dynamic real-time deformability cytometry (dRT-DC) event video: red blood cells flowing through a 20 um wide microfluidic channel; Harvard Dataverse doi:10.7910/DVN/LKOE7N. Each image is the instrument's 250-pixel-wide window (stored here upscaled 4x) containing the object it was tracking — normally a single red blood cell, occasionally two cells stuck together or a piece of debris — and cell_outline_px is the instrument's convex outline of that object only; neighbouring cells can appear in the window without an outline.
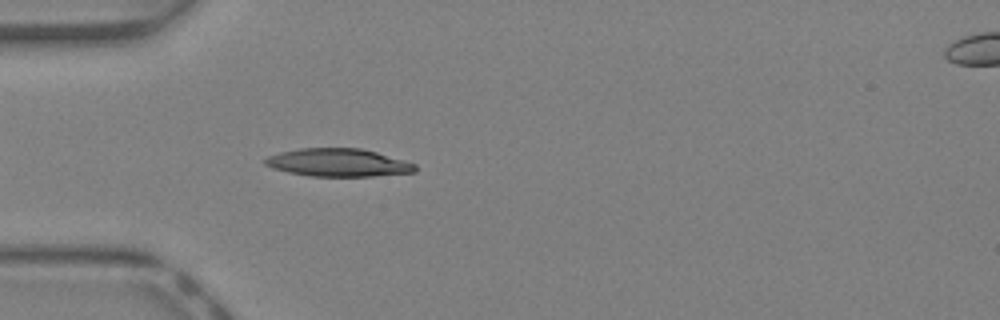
{"species": "Egyptian fruit bat (a non-hibernating species)", "species_latin": "Rousettus aegyptiacus", "temperature_condition": "warm", "stored_images_in_passage": 28, "camera_frame_rate_fps": 3000, "um_per_image_px": 0.085, "animal": {"sex": "female"}, "frame": {"image": 1, "passage_image": 3, "time_ms": 0.667, "image_size_px": [1000, 320], "cell_outline_px": [[416, 172], [372, 176], [312, 176], [288, 172], [272, 168], [264, 164], [264, 160], [268, 156], [280, 152], [300, 148], [360, 148], [376, 152], [404, 160], [416, 164]], "centroid_in_image_um": [28.74, 13.82], "position_along_channel_um": 56.3, "area_um2": 24.33}}
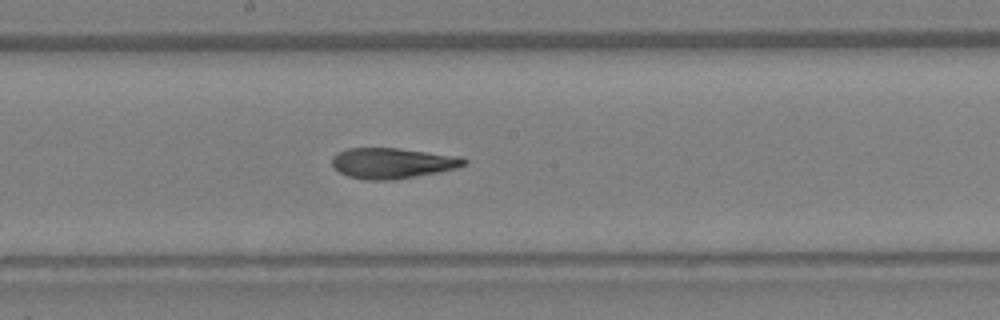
{"frame": {"image": 2, "passage_image": 13, "time_ms": 4.0, "image_size_px": [1000, 320], "cell_outline_px": [[468, 160], [464, 164], [456, 168], [436, 172], [392, 180], [364, 180], [348, 176], [332, 168], [332, 156], [336, 152], [348, 148], [396, 148], [464, 156]], "centroid_in_image_um": [33.32, 13.85], "position_along_channel_um": 214.9, "area_um2": 23.64}}
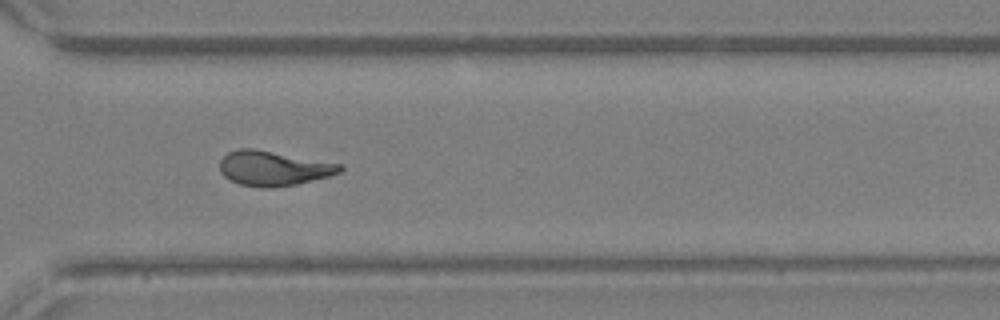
{"frame": {"image": 3, "passage_image": 21, "time_ms": 6.667, "image_size_px": [1000, 320], "cell_outline_px": [[344, 168], [340, 172], [328, 176], [296, 184], [272, 188], [260, 188], [240, 184], [224, 176], [220, 172], [220, 160], [228, 152], [240, 148], [256, 148], [344, 164]], "centroid_in_image_um": [23.26, 14.29], "position_along_channel_um": 347.3, "area_um2": 24.57}, "authors_computed_cell_mechanics": {"area_um2": 23.7269, "velocity_mm_per_s": 4.9738, "shape_relaxation_time_tau1_ms": null, "shape_relaxation_time_tau2_ms": 2.0255, "deformation_change_tau1": null, "deformation_change_tau2": 0.0974}}